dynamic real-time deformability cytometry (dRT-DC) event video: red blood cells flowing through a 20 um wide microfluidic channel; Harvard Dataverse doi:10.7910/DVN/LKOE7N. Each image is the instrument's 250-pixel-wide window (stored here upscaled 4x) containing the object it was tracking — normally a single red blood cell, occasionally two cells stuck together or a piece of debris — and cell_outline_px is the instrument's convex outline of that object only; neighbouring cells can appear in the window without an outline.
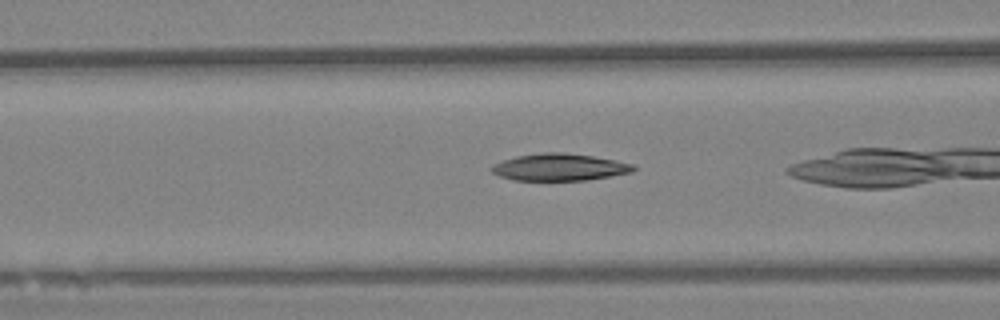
{"species": "Egyptian fruit bat (a non-hibernating species)", "species_latin": "Rousettus aegyptiacus", "temperature_condition": "warm", "stored_images_in_passage": 28, "camera_frame_rate_fps": 3000, "um_per_image_px": 0.085, "animal": {"sex": "female"}, "frame": {"image": 1, "passage_image": 5, "time_ms": 1.333, "image_size_px": [1000, 320], "cell_outline_px": [[636, 168], [632, 172], [588, 180], [512, 180], [500, 176], [492, 172], [488, 168], [492, 164], [516, 156], [540, 152], [564, 152], [592, 156], [632, 164]], "centroid_in_image_um": [47.49, 14.21], "position_along_channel_um": 119.1, "area_um2": 22.31}}
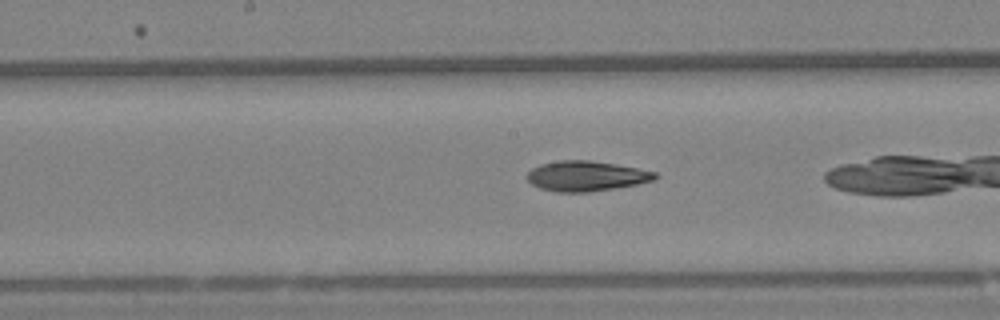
{"frame": {"image": 2, "passage_image": 12, "time_ms": 3.667, "image_size_px": [1000, 320], "cell_outline_px": [[660, 176], [652, 180], [636, 184], [588, 192], [556, 192], [540, 188], [532, 184], [524, 176], [532, 168], [540, 164], [560, 160], [588, 160], [616, 164], [656, 172]], "centroid_in_image_um": [49.78, 14.96], "position_along_channel_um": 198.4, "area_um2": 22.37}}
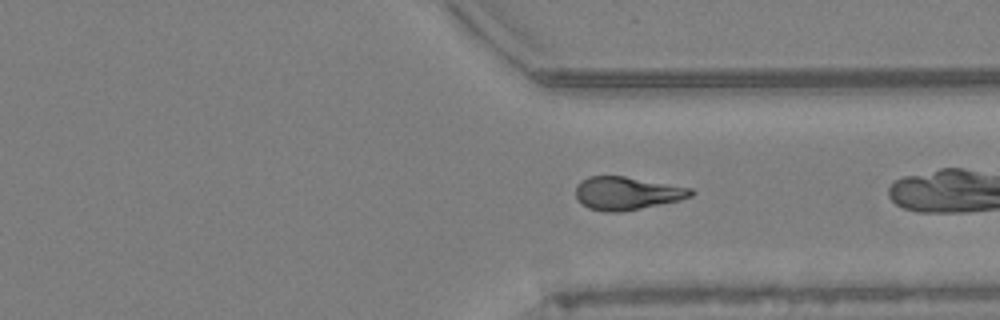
{"frame": {"image": 3, "passage_image": 26, "time_ms": 8.333, "image_size_px": [1000, 320], "cell_outline_px": [[696, 192], [692, 196], [680, 200], [624, 212], [604, 212], [588, 208], [576, 200], [576, 188], [580, 180], [588, 176], [624, 176], [692, 188]], "centroid_in_image_um": [53.28, 16.44], "position_along_channel_um": 358.1, "area_um2": 22.43}}